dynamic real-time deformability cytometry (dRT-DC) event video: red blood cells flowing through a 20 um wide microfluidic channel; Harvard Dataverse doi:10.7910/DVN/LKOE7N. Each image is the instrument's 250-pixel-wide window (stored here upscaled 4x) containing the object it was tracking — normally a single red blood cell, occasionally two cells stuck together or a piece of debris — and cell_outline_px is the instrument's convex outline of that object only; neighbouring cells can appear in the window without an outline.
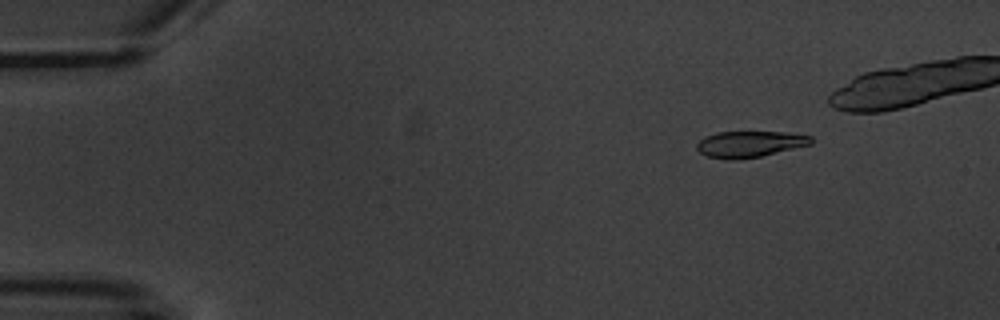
{"species": "common noctule bat (a hibernating species)", "species_latin": "Nyctalus noctula", "temperature_condition": "warm", "stored_images_in_passage": 5, "camera_frame_rate_fps": 3000, "um_per_image_px": 0.085, "animal": {"sex": "male", "body_mass_g": 20.1, "forearm_length_mm": 53.5}, "frame": {"image": 1, "passage_image": 2, "time_ms": 1.333, "image_size_px": [1000, 320], "cell_outline_px": [[812, 144], [760, 156], [736, 160], [728, 160], [708, 156], [700, 152], [696, 148], [696, 144], [704, 136], [716, 132], [784, 132], [812, 136]], "centroid_in_image_um": [63.7, 12.24], "position_along_channel_um": 21.3, "area_um2": 17.4}}